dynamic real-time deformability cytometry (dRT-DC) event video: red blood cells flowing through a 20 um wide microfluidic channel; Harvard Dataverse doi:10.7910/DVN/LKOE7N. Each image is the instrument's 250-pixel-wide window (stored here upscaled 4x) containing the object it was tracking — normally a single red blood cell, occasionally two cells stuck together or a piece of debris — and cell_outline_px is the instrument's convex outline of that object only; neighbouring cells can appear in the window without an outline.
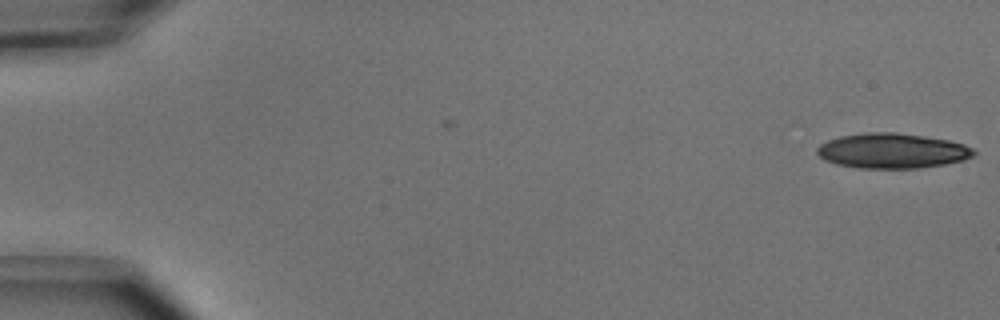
{"species": "common noctule bat (a hibernating species)", "species_latin": "Nyctalus noctula", "temperature_condition": "cold", "stored_images_in_passage": 4, "camera_frame_rate_fps": 3000, "um_per_image_px": 0.085, "animal": {"sex": "male", "body_mass_g": 15.6}, "frame": {"image": 1, "passage_image": 4, "time_ms": 1.0, "image_size_px": [1000, 320], "cell_outline_px": [[976, 152], [972, 156], [964, 160], [944, 164], [920, 168], [860, 168], [836, 164], [824, 160], [816, 152], [816, 148], [820, 144], [828, 140], [840, 136], [868, 132], [896, 132], [924, 136], [948, 140], [964, 144], [972, 148]], "centroid_in_image_um": [75.82, 12.82], "position_along_channel_um": 9.2, "area_um2": 32.02}}